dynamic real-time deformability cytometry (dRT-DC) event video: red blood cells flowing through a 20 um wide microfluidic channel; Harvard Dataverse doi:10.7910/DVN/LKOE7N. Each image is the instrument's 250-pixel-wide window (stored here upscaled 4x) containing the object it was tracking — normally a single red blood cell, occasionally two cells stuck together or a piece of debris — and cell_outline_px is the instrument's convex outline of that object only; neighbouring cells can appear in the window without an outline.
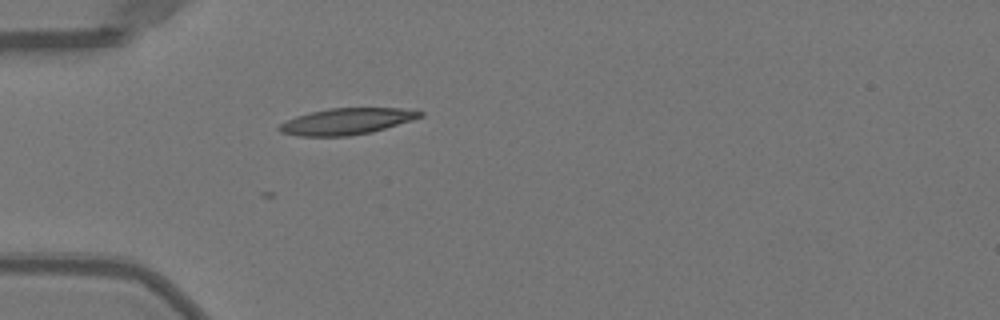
{"species": "Egyptian fruit bat (a non-hibernating species)", "species_latin": "Rousettus aegyptiacus", "temperature_condition": "warm", "stored_images_in_passage": 38, "camera_frame_rate_fps": 3000, "um_per_image_px": 0.085, "animal": {"sex": "female"}, "frame": {"image": 1, "passage_image": 2, "time_ms": 0.333, "image_size_px": [1000, 320], "cell_outline_px": [[424, 116], [412, 120], [372, 132], [348, 136], [300, 136], [280, 132], [276, 128], [280, 124], [296, 116], [328, 108], [400, 108], [424, 112]], "centroid_in_image_um": [29.47, 10.32], "position_along_channel_um": 55.5, "area_um2": 21.5}}
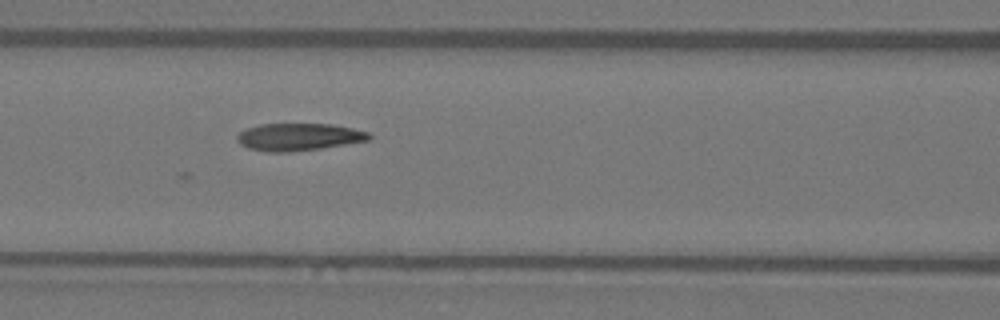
{"frame": {"image": 2, "passage_image": 9, "time_ms": 2.667, "image_size_px": [1000, 320], "cell_outline_px": [[372, 136], [368, 140], [320, 148], [284, 152], [268, 152], [248, 148], [240, 144], [236, 140], [236, 136], [240, 132], [248, 128], [260, 124], [332, 124], [352, 128], [368, 132]], "centroid_in_image_um": [25.36, 11.63], "position_along_channel_um": 141.2, "area_um2": 20.81}}
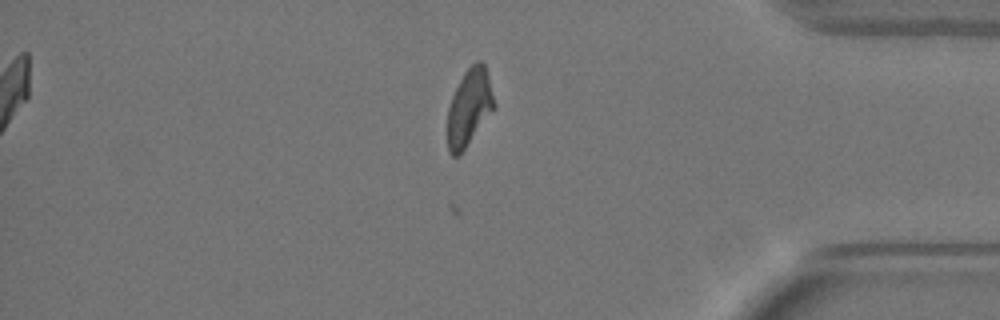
{"frame": {"image": 3, "passage_image": 30, "time_ms": 9.667, "image_size_px": [1000, 320], "cell_outline_px": [[496, 104], [464, 148], [456, 156], [452, 156], [448, 152], [448, 108], [452, 96], [464, 72], [476, 60], [480, 60], [484, 64], [488, 76]], "centroid_in_image_um": [39.87, 9.08], "position_along_channel_um": 395.3, "area_um2": 20.17}, "authors_computed_cell_mechanics": {"area_um2": 20.2878, "velocity_mm_per_s": 4.024, "shape_relaxation_time_tau1_ms": null, "shape_relaxation_time_tau2_ms": 1.3842, "deformation_change_tau1": null, "deformation_change_tau2": 0.0694}}